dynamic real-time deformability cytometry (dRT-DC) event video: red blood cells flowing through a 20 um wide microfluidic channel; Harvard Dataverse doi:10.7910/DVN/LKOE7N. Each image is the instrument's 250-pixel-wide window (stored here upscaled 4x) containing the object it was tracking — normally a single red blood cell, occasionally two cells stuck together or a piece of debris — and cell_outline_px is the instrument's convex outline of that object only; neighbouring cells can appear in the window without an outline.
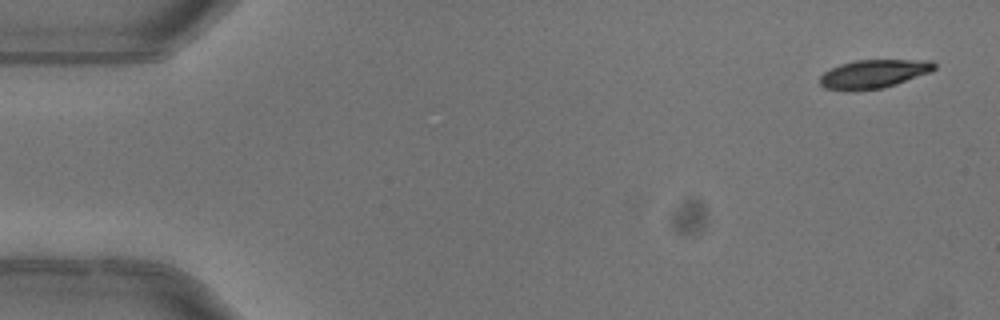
{"species": "common noctule bat (a hibernating species)", "species_latin": "Nyctalus noctula", "temperature_condition": "warm", "stored_images_in_passage": 4, "camera_frame_rate_fps": 3000, "um_per_image_px": 0.085, "animal": {"sex": "female"}, "frame": {"image": 1, "passage_image": 1, "time_ms": 0.0, "image_size_px": [1000, 320], "cell_outline_px": [[936, 68], [932, 72], [896, 84], [880, 88], [852, 92], [824, 88], [820, 84], [820, 76], [824, 72], [840, 64], [856, 60], [932, 60], [936, 64]], "centroid_in_image_um": [74.27, 6.29], "position_along_channel_um": 10.7, "area_um2": 19.25}}
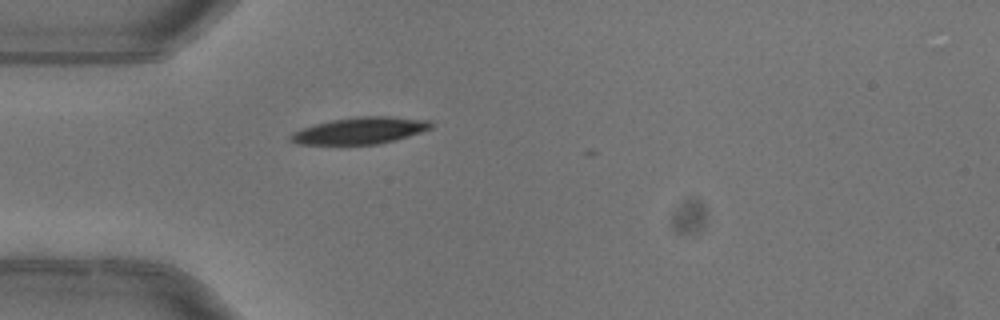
{"frame": {"image": 2, "passage_image": 4, "time_ms": 1.0, "image_size_px": [1000, 320], "cell_outline_px": [[432, 128], [396, 140], [376, 144], [296, 144], [288, 140], [288, 136], [292, 132], [300, 128], [332, 120], [356, 116], [392, 116], [432, 120]], "centroid_in_image_um": [30.59, 11.09], "position_along_channel_um": 54.4, "area_um2": 22.02}}